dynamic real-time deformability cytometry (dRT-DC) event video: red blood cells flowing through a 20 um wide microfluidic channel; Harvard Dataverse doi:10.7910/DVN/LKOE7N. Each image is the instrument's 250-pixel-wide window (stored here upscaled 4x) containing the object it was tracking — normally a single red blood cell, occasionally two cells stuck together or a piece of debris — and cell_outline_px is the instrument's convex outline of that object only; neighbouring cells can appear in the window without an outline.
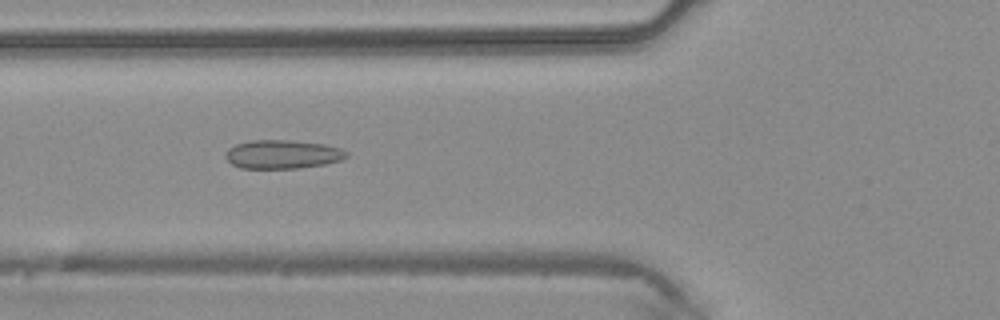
{"species": "common noctule bat (a hibernating species)", "species_latin": "Nyctalus noctula", "temperature_condition": "warm", "stored_images_in_passage": 39, "camera_frame_rate_fps": 3000, "um_per_image_px": 0.085, "animal": {"sex": "male", "body_mass_g": 20.4}, "frame": {"image": 1, "passage_image": 12, "time_ms": 3.667, "image_size_px": [1000, 320], "cell_outline_px": [[348, 156], [340, 160], [324, 164], [300, 168], [240, 168], [232, 164], [224, 156], [224, 152], [228, 148], [236, 144], [252, 140], [292, 140], [324, 144], [340, 148], [348, 152]], "centroid_in_image_um": [23.99, 13.11], "position_along_channel_um": 101.8, "area_um2": 20.29}}
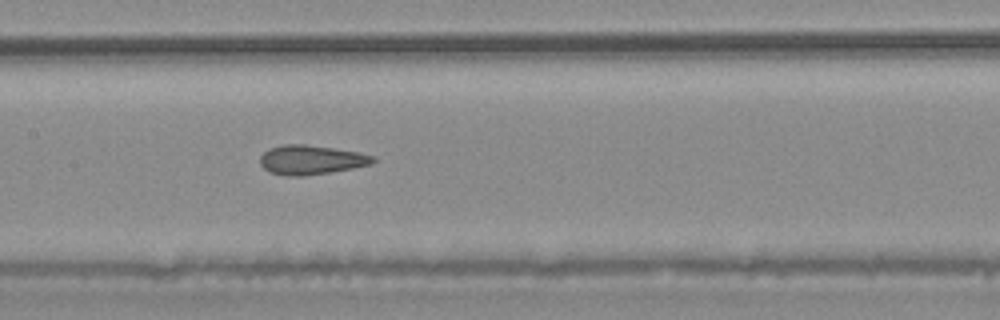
{"frame": {"image": 2, "passage_image": 17, "time_ms": 5.333, "image_size_px": [1000, 320], "cell_outline_px": [[376, 160], [372, 164], [352, 168], [304, 176], [284, 176], [268, 172], [260, 164], [260, 156], [268, 148], [288, 144], [304, 144], [360, 152], [376, 156]], "centroid_in_image_um": [26.44, 13.59], "position_along_channel_um": 181.0, "area_um2": 19.36}}
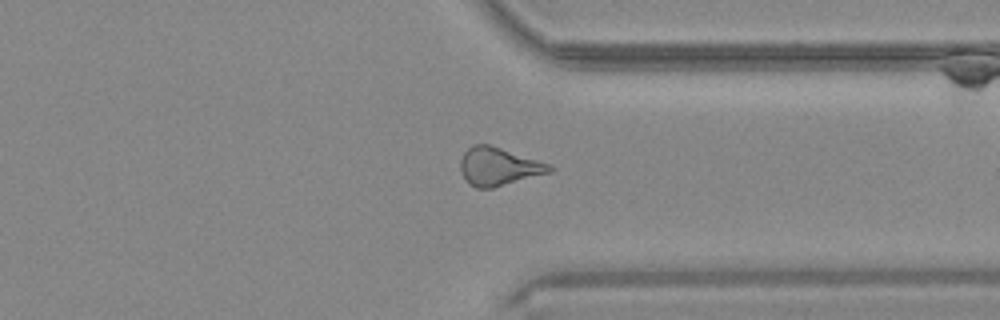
{"frame": {"image": 3, "passage_image": 29, "time_ms": 9.333, "image_size_px": [1000, 320], "cell_outline_px": [[556, 168], [552, 172], [492, 188], [476, 188], [464, 176], [460, 168], [460, 160], [464, 152], [472, 144], [488, 144], [552, 164]], "centroid_in_image_um": [42.43, 14.14], "position_along_channel_um": 369.0, "area_um2": 19.71}}